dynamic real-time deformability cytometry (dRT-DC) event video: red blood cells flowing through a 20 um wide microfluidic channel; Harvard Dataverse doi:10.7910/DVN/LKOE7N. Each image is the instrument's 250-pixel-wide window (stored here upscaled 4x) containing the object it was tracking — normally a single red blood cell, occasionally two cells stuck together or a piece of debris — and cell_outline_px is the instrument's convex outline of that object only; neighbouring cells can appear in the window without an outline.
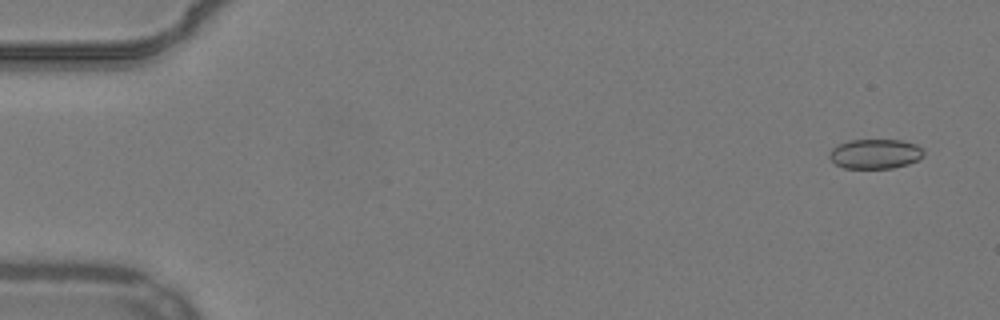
{"species": "common noctule bat (a hibernating species)", "species_latin": "Nyctalus noctula", "temperature_condition": "warm", "stored_images_in_passage": 54, "camera_frame_rate_fps": 3000, "um_per_image_px": 0.085, "animal": {"sex": "male", "body_mass_g": 19.2, "forearm_length_mm": 51.8}, "frame": {"image": 1, "passage_image": 3, "time_ms": 0.667, "image_size_px": [1000, 320], "cell_outline_px": [[924, 156], [908, 164], [892, 168], [844, 168], [836, 164], [828, 156], [832, 148], [840, 144], [852, 140], [900, 140], [916, 144], [924, 148]], "centroid_in_image_um": [74.42, 13.08], "position_along_channel_um": 10.6, "area_um2": 16.24}}
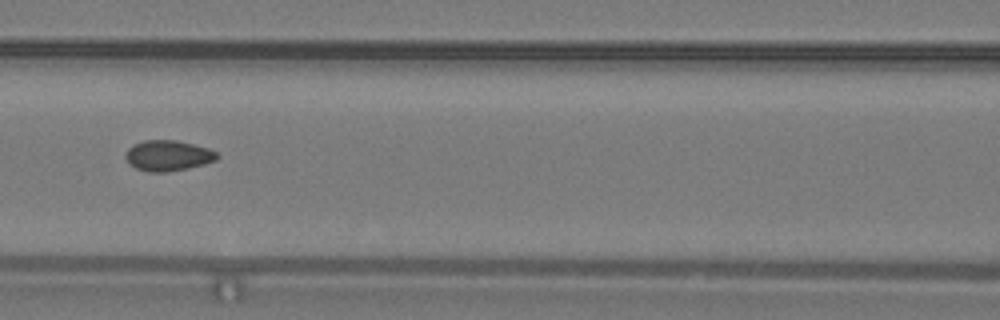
{"frame": {"image": 2, "passage_image": 25, "time_ms": 8.0, "image_size_px": [1000, 320], "cell_outline_px": [[220, 156], [216, 160], [204, 164], [188, 168], [164, 172], [148, 172], [136, 168], [128, 164], [124, 156], [128, 148], [132, 144], [144, 140], [176, 140], [208, 148], [216, 152]], "centroid_in_image_um": [14.25, 13.22], "position_along_channel_um": 152.4, "area_um2": 16.42}}
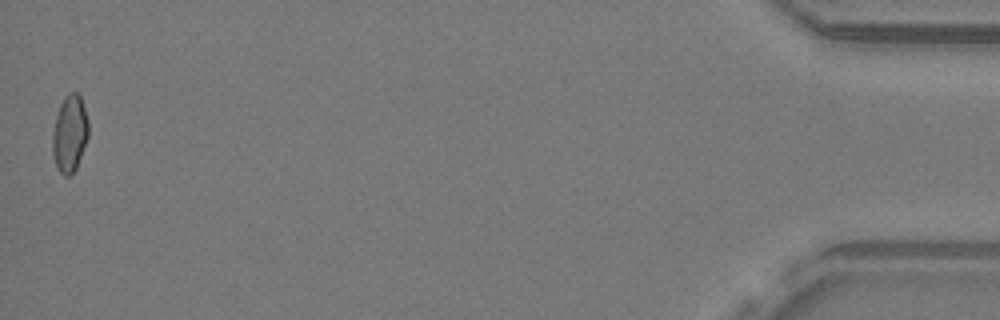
{"frame": {"image": 3, "passage_image": 54, "time_ms": 17.667, "image_size_px": [1000, 320], "cell_outline_px": [[88, 136], [76, 168], [68, 176], [64, 176], [56, 168], [52, 152], [52, 136], [56, 116], [60, 104], [64, 96], [68, 92], [76, 92], [80, 96], [88, 120]], "centroid_in_image_um": [5.91, 11.35], "position_along_channel_um": 429.3, "area_um2": 16.07}, "authors_computed_cell_mechanics": {"area_um2": 16.2418, "velocity_mm_per_s": 3.8588, "shape_relaxation_time_tau1_ms": null, "shape_relaxation_time_tau2_ms": 1.4377, "deformation_change_tau1": null, "deformation_change_tau2": 0.0648}}